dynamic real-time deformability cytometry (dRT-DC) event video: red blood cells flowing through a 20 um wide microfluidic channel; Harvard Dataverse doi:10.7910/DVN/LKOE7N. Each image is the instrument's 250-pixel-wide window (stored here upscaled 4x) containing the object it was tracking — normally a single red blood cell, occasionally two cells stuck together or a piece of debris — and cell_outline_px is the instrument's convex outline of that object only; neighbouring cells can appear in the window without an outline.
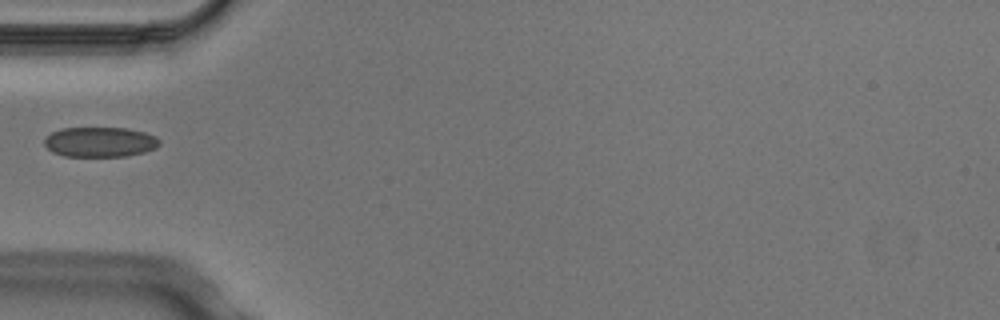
{"species": "Egyptian fruit bat (a non-hibernating species)", "species_latin": "Rousettus aegyptiacus", "temperature_condition": "cold", "stored_images_in_passage": 4, "camera_frame_rate_fps": 3000, "um_per_image_px": 0.085, "animal": {"sex": "male"}, "frame": {"image": 1, "passage_image": 4, "time_ms": 1.0, "image_size_px": [1000, 320], "cell_outline_px": [[160, 144], [156, 148], [144, 152], [124, 156], [64, 156], [52, 152], [44, 144], [44, 136], [52, 132], [64, 128], [124, 128], [144, 132], [156, 136], [160, 140]], "centroid_in_image_um": [8.49, 12.07], "position_along_channel_um": 76.5, "area_um2": 20.11}}